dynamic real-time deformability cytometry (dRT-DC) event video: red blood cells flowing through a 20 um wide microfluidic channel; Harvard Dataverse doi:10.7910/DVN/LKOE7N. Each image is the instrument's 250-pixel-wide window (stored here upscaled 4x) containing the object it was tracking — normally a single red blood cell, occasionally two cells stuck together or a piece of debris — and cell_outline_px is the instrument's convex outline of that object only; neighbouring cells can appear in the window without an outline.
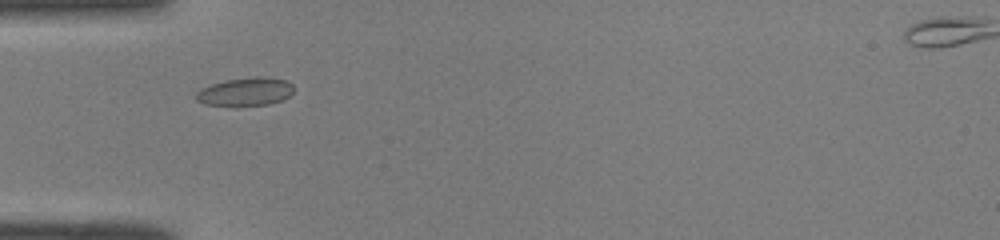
{"species": "common noctule bat (a hibernating species)", "species_latin": "Nyctalus noctula", "temperature_condition": "room temperature", "stored_images_in_passage": 42, "camera_frame_rate_fps": 3000, "um_per_image_px": 0.085, "animal": {"sex": "male", "body_mass_g": 19.0, "forearm_length_mm": 50.8}, "frame": {"image": 1, "passage_image": 8, "time_ms": 2.333, "image_size_px": [1000, 240], "cell_outline_px": [[292, 92], [288, 96], [280, 100], [268, 104], [204, 104], [196, 100], [196, 92], [200, 88], [224, 80], [256, 76], [264, 76], [288, 80], [292, 84]], "centroid_in_image_um": [20.86, 7.75], "position_along_channel_um": 64.1, "area_um2": 15.72}}
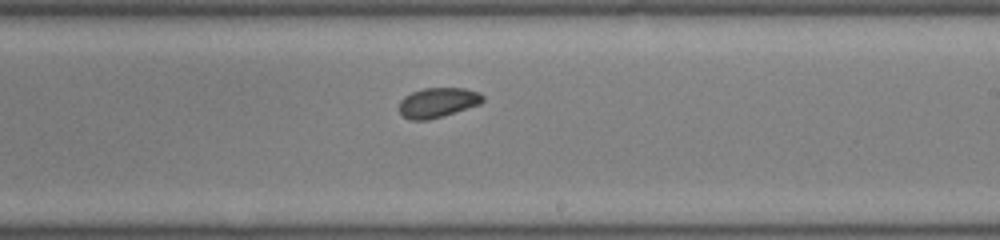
{"frame": {"image": 2, "passage_image": 22, "time_ms": 7.0, "image_size_px": [1000, 240], "cell_outline_px": [[484, 100], [480, 104], [428, 120], [408, 120], [400, 112], [400, 100], [404, 96], [412, 92], [424, 88], [464, 88], [480, 92], [484, 96]], "centroid_in_image_um": [37.22, 8.7], "position_along_channel_um": 251.8, "area_um2": 14.45}}
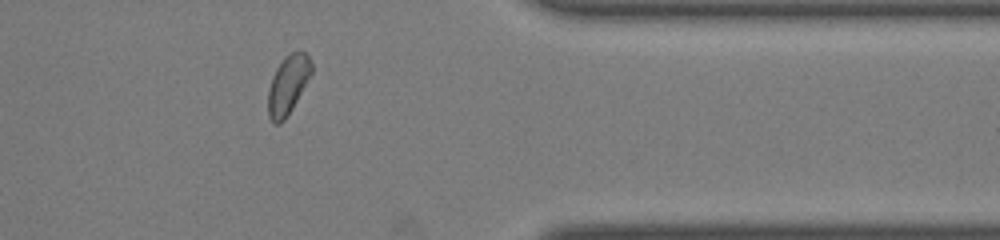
{"frame": {"image": 3, "passage_image": 33, "time_ms": 10.667, "image_size_px": [1000, 240], "cell_outline_px": [[312, 72], [292, 108], [284, 120], [280, 124], [272, 124], [268, 116], [268, 88], [272, 76], [276, 68], [284, 56], [292, 52], [304, 52], [308, 56], [312, 64]], "centroid_in_image_um": [24.44, 7.22], "position_along_channel_um": 387.0, "area_um2": 14.8}, "authors_computed_cell_mechanics": {"area_um2": 14.8835, "velocity_mm_per_s": 4.0625, "shape_relaxation_time_tau1_ms": 10.6897, "shape_relaxation_time_tau2_ms": 1.2977, "deformation_change_tau1": 0.184, "deformation_change_tau2": 0.0457}}